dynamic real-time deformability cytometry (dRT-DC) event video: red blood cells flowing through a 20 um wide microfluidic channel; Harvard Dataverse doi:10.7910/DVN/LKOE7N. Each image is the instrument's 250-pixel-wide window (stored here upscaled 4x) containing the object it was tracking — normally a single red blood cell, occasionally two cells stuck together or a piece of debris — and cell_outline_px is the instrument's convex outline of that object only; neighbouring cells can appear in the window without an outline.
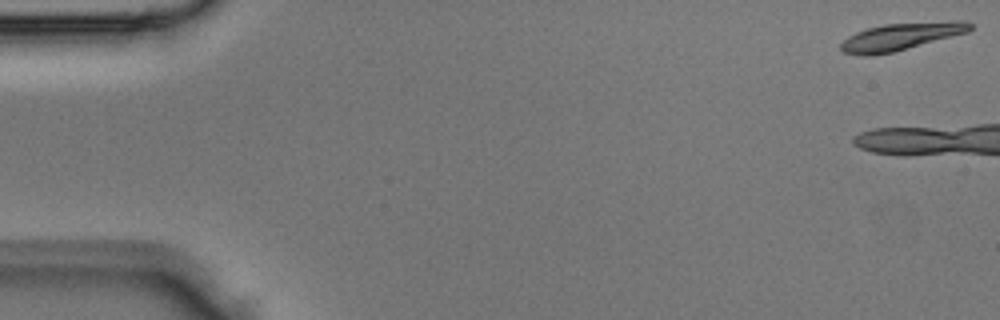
{"species": "Egyptian fruit bat (a non-hibernating species)", "species_latin": "Rousettus aegyptiacus", "temperature_condition": "room temperature", "stored_images_in_passage": 7, "camera_frame_rate_fps": 3000, "um_per_image_px": 0.085, "animal": {"sex": "male"}, "frame": {"image": 1, "passage_image": 1, "time_ms": 0.0, "image_size_px": [1000, 320], "cell_outline_px": [[972, 28], [968, 32], [892, 52], [864, 56], [860, 56], [844, 52], [840, 48], [840, 44], [848, 36], [856, 32], [868, 28], [884, 24], [956, 20], [964, 20], [972, 24]], "centroid_in_image_um": [76.58, 3.09], "position_along_channel_um": 8.4, "area_um2": 20.4}}